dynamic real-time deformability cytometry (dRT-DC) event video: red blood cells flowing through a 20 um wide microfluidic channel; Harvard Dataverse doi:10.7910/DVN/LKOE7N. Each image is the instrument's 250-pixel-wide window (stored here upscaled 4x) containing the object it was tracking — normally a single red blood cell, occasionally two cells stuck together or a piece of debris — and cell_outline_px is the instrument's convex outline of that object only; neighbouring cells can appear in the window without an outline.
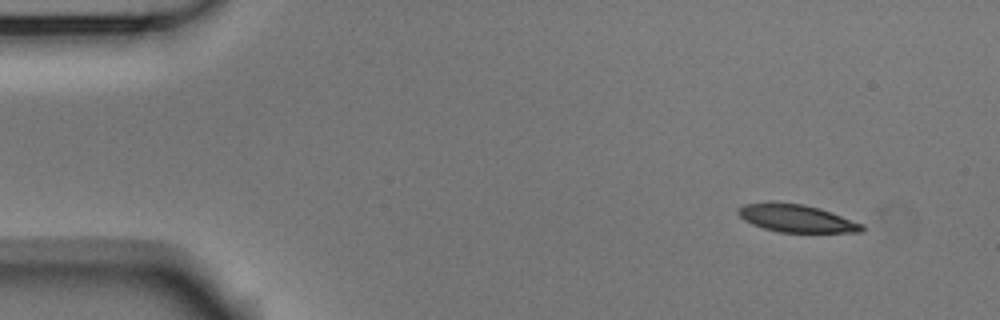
{"species": "Egyptian fruit bat (a non-hibernating species)", "species_latin": "Rousettus aegyptiacus", "temperature_condition": "room temperature", "stored_images_in_passage": 50, "camera_frame_rate_fps": 3000, "um_per_image_px": 0.085, "animal": {"sex": "male"}, "frame": {"image": 1, "passage_image": 1, "time_ms": 0.0, "image_size_px": [1000, 320], "cell_outline_px": [[868, 228], [864, 232], [780, 232], [764, 228], [752, 224], [744, 220], [736, 212], [736, 208], [744, 204], [772, 200], [804, 204], [820, 208], [864, 224]], "centroid_in_image_um": [67.69, 18.53], "position_along_channel_um": 17.3, "area_um2": 20.46}}
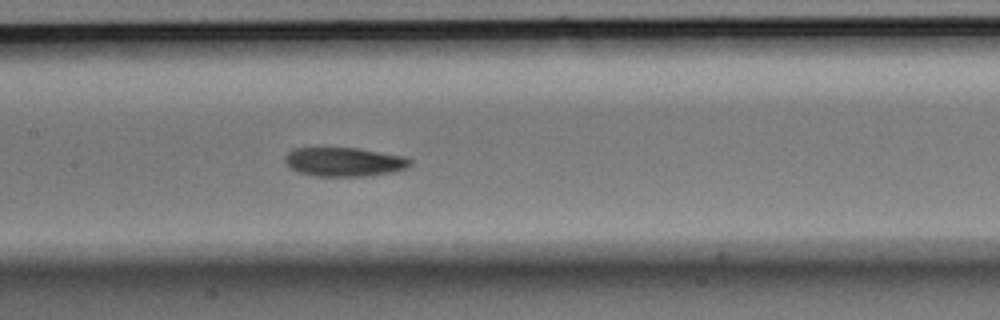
{"frame": {"image": 2, "passage_image": 22, "time_ms": 7.0, "image_size_px": [1000, 320], "cell_outline_px": [[412, 164], [408, 168], [392, 172], [368, 176], [316, 176], [300, 172], [288, 168], [284, 160], [284, 156], [292, 148], [356, 148], [404, 156], [412, 160]], "centroid_in_image_um": [29.25, 13.76], "position_along_channel_um": 178.2, "area_um2": 21.27}}
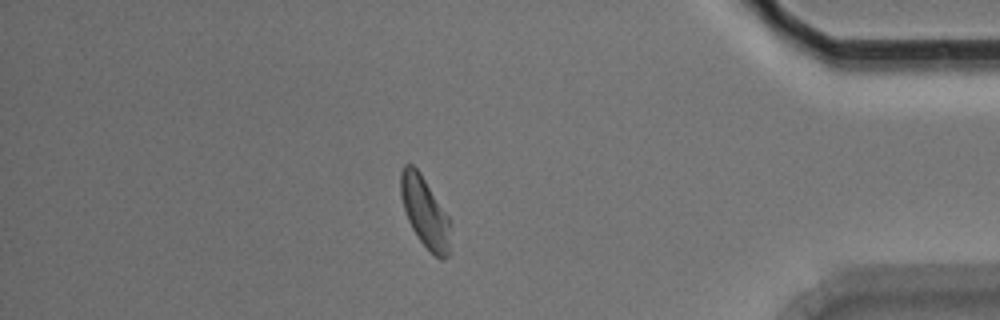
{"frame": {"image": 3, "passage_image": 43, "time_ms": 14.0, "image_size_px": [1000, 320], "cell_outline_px": [[448, 256], [444, 260], [440, 260], [420, 240], [412, 228], [408, 220], [400, 196], [400, 172], [404, 164], [412, 164], [420, 172], [448, 216]], "centroid_in_image_um": [36.06, 17.97], "position_along_channel_um": 399.1, "area_um2": 19.83}, "authors_computed_cell_mechanics": {"area_um2": 21.0103, "velocity_mm_per_s": 3.6686, "shape_relaxation_time_tau1_ms": 5.6377, "shape_relaxation_time_tau2_ms": 2.7451, "deformation_change_tau1": 0.1554, "deformation_change_tau2": 0.0814}}